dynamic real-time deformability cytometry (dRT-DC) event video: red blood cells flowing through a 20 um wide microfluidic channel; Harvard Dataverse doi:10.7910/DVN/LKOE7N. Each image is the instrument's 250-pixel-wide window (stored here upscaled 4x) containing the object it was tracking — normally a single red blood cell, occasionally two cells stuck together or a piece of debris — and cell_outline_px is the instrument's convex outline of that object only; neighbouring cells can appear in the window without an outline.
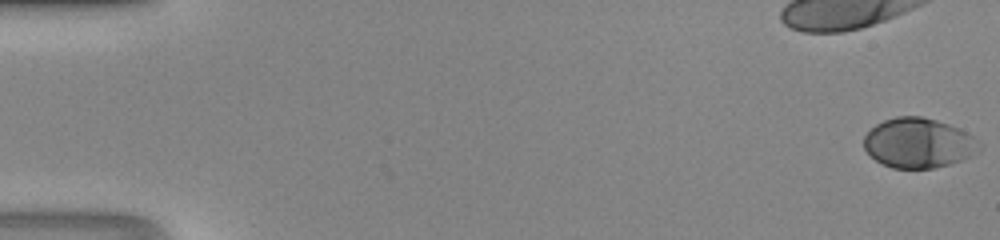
{"species": "human", "species_latin": "Homo sapiens", "temperature_condition": "room temperature", "stored_images_in_passage": 48, "camera_frame_rate_fps": 3000, "um_per_image_px": 0.085, "donor": {"sex": "male"}, "frame": {"image": 1, "passage_image": 1, "time_ms": 0.0, "image_size_px": [1000, 240], "cell_outline_px": [[980, 152], [964, 160], [932, 168], [892, 168], [876, 160], [864, 148], [864, 136], [876, 124], [884, 120], [896, 116], [920, 116], [936, 120], [960, 128], [968, 132], [980, 144]], "centroid_in_image_um": [78.1, 12.15], "position_along_channel_um": 6.9, "area_um2": 33.52}}
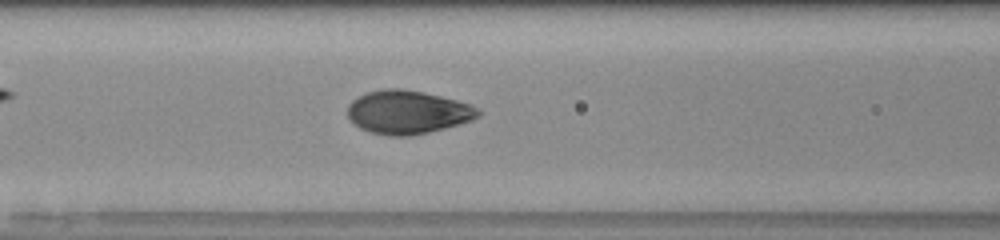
{"frame": {"image": 2, "passage_image": 22, "time_ms": 7.0, "image_size_px": [1000, 240], "cell_outline_px": [[484, 112], [480, 116], [472, 120], [444, 128], [428, 132], [408, 136], [388, 136], [368, 132], [360, 128], [348, 116], [348, 104], [352, 100], [368, 92], [384, 88], [400, 88], [424, 92], [472, 104]], "centroid_in_image_um": [34.68, 9.53], "position_along_channel_um": 131.9, "area_um2": 33.12}}
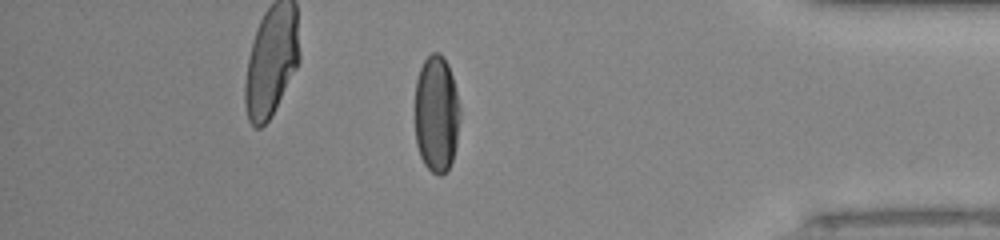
{"frame": {"image": 3, "passage_image": 42, "time_ms": 13.667, "image_size_px": [1000, 240], "cell_outline_px": [[460, 120], [456, 144], [452, 160], [448, 168], [440, 176], [432, 172], [424, 164], [420, 156], [416, 144], [416, 80], [420, 68], [424, 60], [432, 52], [440, 52], [444, 56], [448, 64], [452, 76], [460, 104]], "centroid_in_image_um": [37.11, 9.66], "position_along_channel_um": 398.1, "area_um2": 30.87}}